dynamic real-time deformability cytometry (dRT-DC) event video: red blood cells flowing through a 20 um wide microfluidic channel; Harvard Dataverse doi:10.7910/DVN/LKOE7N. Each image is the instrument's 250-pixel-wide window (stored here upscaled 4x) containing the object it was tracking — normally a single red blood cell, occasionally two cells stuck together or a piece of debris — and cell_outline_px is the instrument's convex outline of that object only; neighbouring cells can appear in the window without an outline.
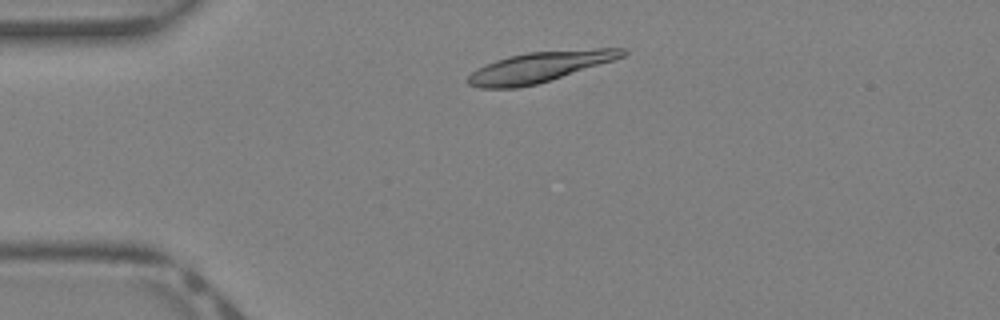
{"species": "Egyptian fruit bat (a non-hibernating species)", "species_latin": "Rousettus aegyptiacus", "temperature_condition": "warm", "stored_images_in_passage": 34, "camera_frame_rate_fps": 3000, "um_per_image_px": 0.085, "animal": {"sex": "female"}, "frame": {"image": 1, "passage_image": 3, "time_ms": 0.667, "image_size_px": [1000, 320], "cell_outline_px": [[628, 52], [624, 56], [612, 60], [536, 84], [520, 88], [480, 88], [468, 84], [464, 80], [476, 68], [496, 60], [508, 56], [528, 52], [600, 48], [624, 48]], "centroid_in_image_um": [45.78, 5.69], "position_along_channel_um": 39.2, "area_um2": 27.05}}
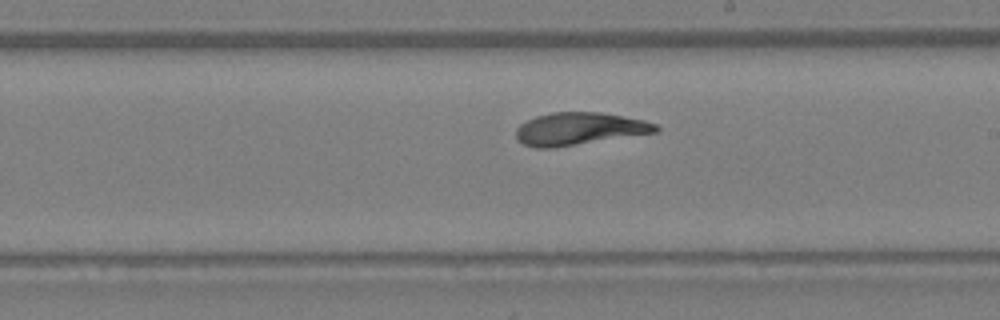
{"frame": {"image": 2, "passage_image": 17, "time_ms": 5.333, "image_size_px": [1000, 320], "cell_outline_px": [[660, 132], [552, 148], [536, 148], [524, 144], [516, 140], [516, 128], [520, 124], [536, 116], [552, 112], [600, 112], [644, 120], [656, 124], [660, 128]], "centroid_in_image_um": [49.25, 10.95], "position_along_channel_um": 239.8, "area_um2": 26.59}}
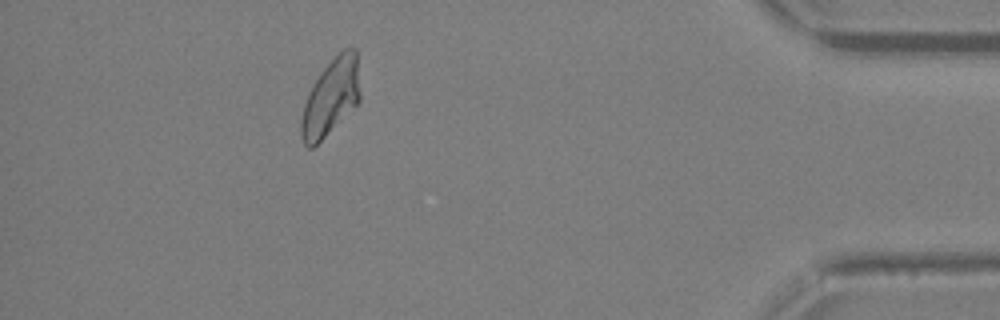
{"frame": {"image": 3, "passage_image": 30, "time_ms": 9.667, "image_size_px": [1000, 320], "cell_outline_px": [[360, 100], [312, 148], [308, 148], [304, 144], [300, 136], [300, 120], [304, 104], [308, 92], [324, 68], [344, 48], [356, 48], [360, 92]], "centroid_in_image_um": [28.1, 8.27], "position_along_channel_um": 407.1, "area_um2": 25.66}}